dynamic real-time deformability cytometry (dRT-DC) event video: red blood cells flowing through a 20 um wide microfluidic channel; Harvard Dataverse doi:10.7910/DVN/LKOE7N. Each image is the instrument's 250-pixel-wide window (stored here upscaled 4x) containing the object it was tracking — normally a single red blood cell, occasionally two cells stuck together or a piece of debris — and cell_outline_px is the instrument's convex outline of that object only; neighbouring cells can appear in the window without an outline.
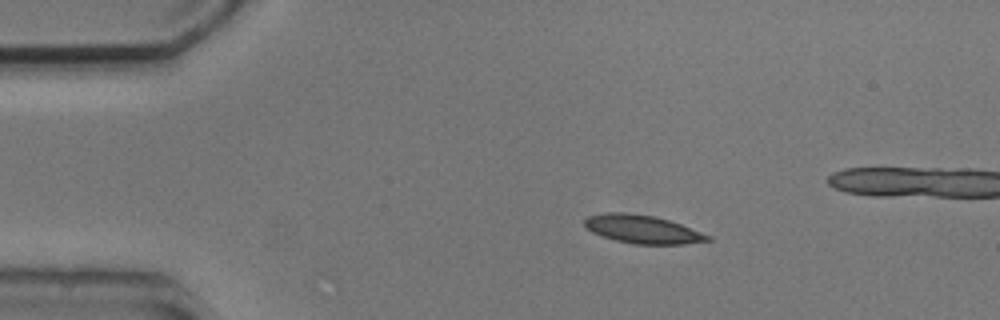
{"species": "common noctule bat (a hibernating species)", "species_latin": "Nyctalus noctula", "temperature_condition": "cold", "stored_images_in_passage": 4, "camera_frame_rate_fps": 3000, "um_per_image_px": 0.085, "animal": {"sex": "male", "body_mass_g": 20.5, "forearm_length_mm": 52.5}, "frame": {"image": 1, "passage_image": 1, "time_ms": 0.0, "image_size_px": [1000, 320], "cell_outline_px": [[712, 240], [684, 244], [632, 244], [616, 240], [592, 232], [584, 224], [584, 220], [588, 216], [604, 212], [624, 212], [652, 216], [668, 220], [680, 224], [712, 236]], "centroid_in_image_um": [54.62, 19.49], "position_along_channel_um": 30.4, "area_um2": 20.11}}